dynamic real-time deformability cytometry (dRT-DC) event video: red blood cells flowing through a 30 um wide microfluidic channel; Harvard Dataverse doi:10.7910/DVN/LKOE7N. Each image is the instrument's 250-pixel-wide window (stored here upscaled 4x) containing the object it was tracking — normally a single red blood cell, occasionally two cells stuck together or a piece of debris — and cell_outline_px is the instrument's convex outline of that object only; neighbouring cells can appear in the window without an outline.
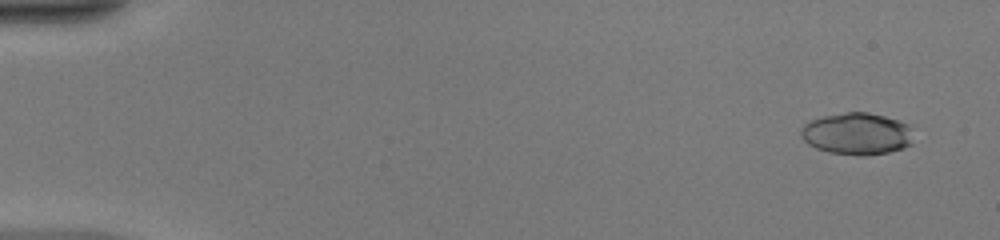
{"species": "common noctule bat (a hibernating species)", "species_latin": "Nyctalus noctula", "temperature_condition": "warm", "stored_images_in_passage": 50, "camera_frame_rate_fps": 3000, "um_per_image_px": 0.085, "animal": {"sex": "female", "body_mass_g": 20.0, "forearm_length_mm": 54.0}, "frame": {"image": 1, "passage_image": 3, "time_ms": 0.667, "image_size_px": [1000, 240], "cell_outline_px": [[912, 144], [904, 148], [888, 152], [868, 156], [860, 156], [828, 152], [816, 148], [808, 144], [800, 136], [800, 128], [804, 124], [812, 120], [824, 116], [848, 112], [868, 112], [884, 116], [908, 124]], "centroid_in_image_um": [72.8, 11.38], "position_along_channel_um": 12.2, "area_um2": 27.46}}
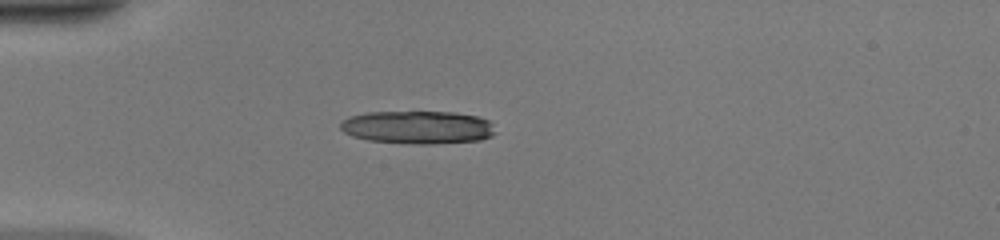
{"frame": {"image": 2, "passage_image": 15, "time_ms": 4.667, "image_size_px": [1000, 240], "cell_outline_px": [[496, 132], [492, 136], [480, 140], [436, 144], [416, 144], [368, 140], [352, 136], [344, 132], [340, 128], [340, 120], [348, 116], [368, 112], [456, 112], [476, 116], [488, 120], [492, 124]], "centroid_in_image_um": [35.49, 10.82], "position_along_channel_um": 49.5, "area_um2": 30.06}}